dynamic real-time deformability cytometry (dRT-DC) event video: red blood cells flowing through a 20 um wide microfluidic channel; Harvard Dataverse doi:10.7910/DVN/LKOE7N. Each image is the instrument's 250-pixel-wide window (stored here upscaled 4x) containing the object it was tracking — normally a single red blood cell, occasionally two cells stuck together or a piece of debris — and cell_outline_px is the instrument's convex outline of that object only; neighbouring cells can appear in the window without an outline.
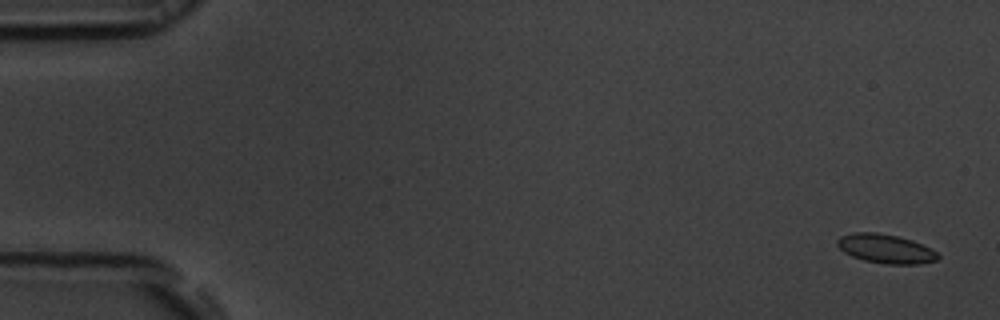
{"species": "common noctule bat (a hibernating species)", "species_latin": "Nyctalus noctula", "temperature_condition": "room temperature", "stored_images_in_passage": 54, "camera_frame_rate_fps": 3000, "um_per_image_px": 0.085, "animal": {"sex": "male", "body_mass_g": 19.5, "forearm_length_mm": 54.6}, "frame": {"image": 1, "passage_image": 2, "time_ms": 0.333, "image_size_px": [1000, 320], "cell_outline_px": [[940, 256], [936, 260], [920, 264], [888, 264], [864, 260], [852, 256], [844, 252], [836, 244], [836, 240], [840, 236], [856, 232], [876, 232], [896, 236], [912, 240], [936, 252]], "centroid_in_image_um": [75.25, 21.14], "position_along_channel_um": 9.8, "area_um2": 16.82}}
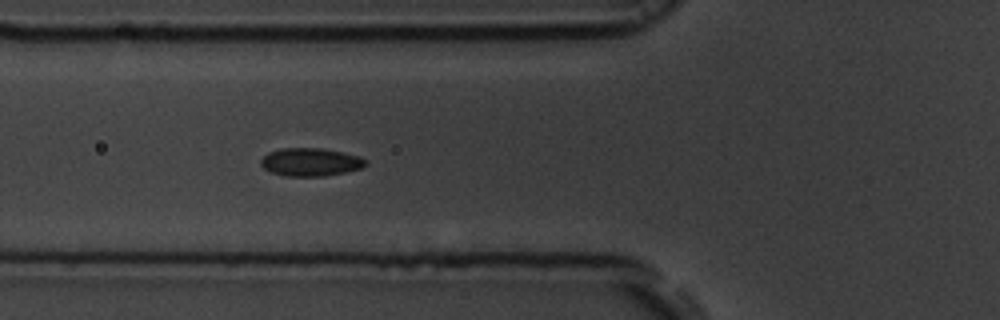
{"frame": {"image": 2, "passage_image": 20, "time_ms": 6.333, "image_size_px": [1000, 320], "cell_outline_px": [[368, 164], [364, 168], [324, 176], [288, 176], [272, 172], [264, 168], [260, 164], [260, 160], [268, 152], [284, 148], [320, 148], [360, 156], [368, 160]], "centroid_in_image_um": [26.43, 13.77], "position_along_channel_um": 99.4, "area_um2": 17.11}}
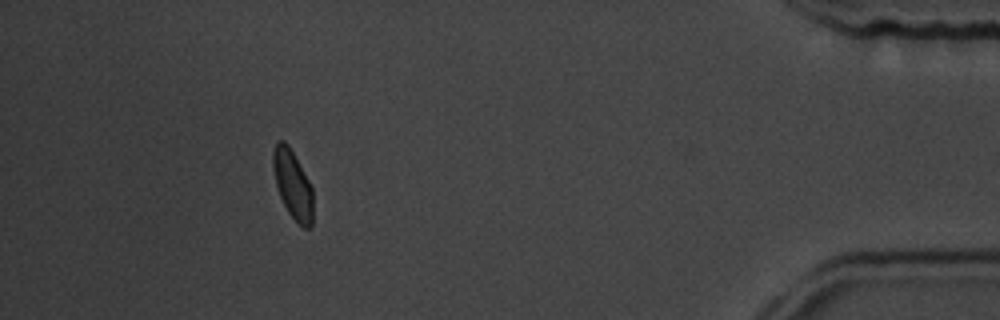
{"frame": {"image": 3, "passage_image": 49, "time_ms": 16.0, "image_size_px": [1000, 320], "cell_outline_px": [[312, 228], [304, 228], [288, 212], [280, 196], [276, 184], [272, 168], [272, 152], [276, 140], [284, 140], [288, 144], [308, 180], [312, 188]], "centroid_in_image_um": [24.85, 15.64], "position_along_channel_um": 410.3, "area_um2": 15.84}, "authors_computed_cell_mechanics": {"area_um2": 16.8487, "velocity_mm_per_s": 3.8076, "shape_relaxation_time_tau1_ms": 4.1529, "shape_relaxation_time_tau2_ms": 1.0433, "deformation_change_tau1": 0.0711, "deformation_change_tau2": 0.0506}}